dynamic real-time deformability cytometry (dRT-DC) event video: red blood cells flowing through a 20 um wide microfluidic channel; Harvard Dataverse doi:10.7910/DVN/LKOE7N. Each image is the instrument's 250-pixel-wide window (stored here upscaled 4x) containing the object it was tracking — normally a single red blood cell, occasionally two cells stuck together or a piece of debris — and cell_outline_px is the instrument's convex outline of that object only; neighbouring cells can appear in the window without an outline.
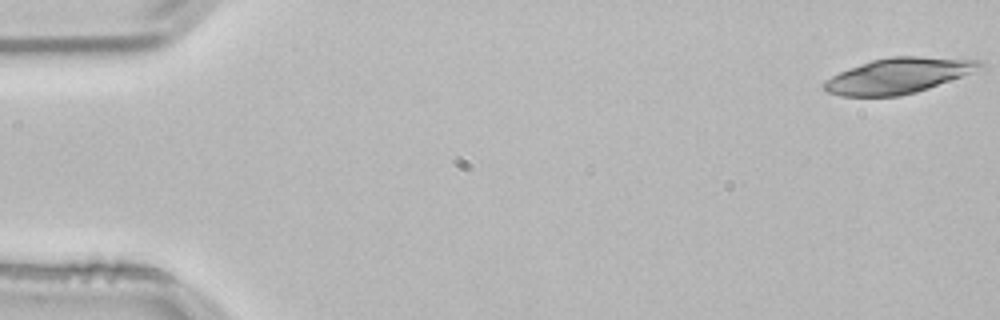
{"species": "common noctule bat (a hibernating species)", "species_latin": "Nyctalus noctula", "temperature_condition": "room temperature", "stored_images_in_passage": 20, "camera_frame_rate_fps": 3000, "um_per_image_px": 0.085, "animal": {"sex": "male", "body_mass_g": 21.5, "forearm_length_mm": 52.0}, "frame": {"image": 1, "passage_image": 1, "time_ms": 0.0, "image_size_px": [1000, 320], "cell_outline_px": [[984, 68], [928, 88], [916, 92], [900, 96], [840, 96], [828, 92], [824, 88], [824, 84], [832, 76], [840, 72], [872, 60], [892, 56], [920, 56], [984, 60]], "centroid_in_image_um": [76.43, 6.42], "position_along_channel_um": 8.6, "area_um2": 31.91}}